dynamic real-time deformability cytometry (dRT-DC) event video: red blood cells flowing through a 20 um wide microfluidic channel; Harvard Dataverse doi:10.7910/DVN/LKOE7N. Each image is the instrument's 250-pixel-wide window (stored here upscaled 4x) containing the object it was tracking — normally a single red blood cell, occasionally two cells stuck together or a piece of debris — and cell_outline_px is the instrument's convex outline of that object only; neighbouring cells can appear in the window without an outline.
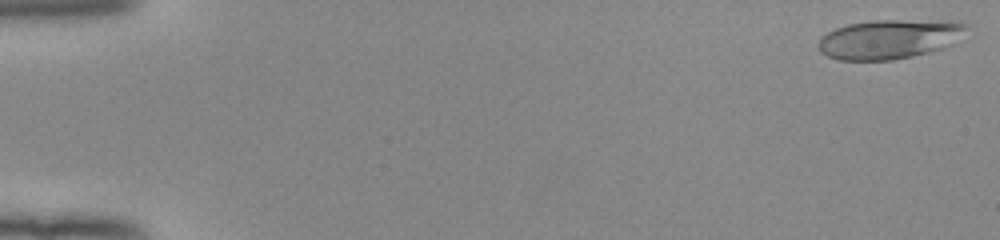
{"species": "human", "species_latin": "Homo sapiens", "temperature_condition": "room temperature", "stored_images_in_passage": 52, "camera_frame_rate_fps": 3000, "um_per_image_px": 0.085, "donor": {"sex": "female"}, "frame": {"image": 1, "passage_image": 1, "time_ms": 0.0, "image_size_px": [1000, 240], "cell_outline_px": [[968, 24], [952, 44], [928, 52], [912, 56], [892, 60], [840, 60], [828, 56], [820, 52], [816, 44], [820, 36], [836, 28], [848, 24], [876, 20], [960, 20]], "centroid_in_image_um": [75.55, 3.31], "position_along_channel_um": 9.5, "area_um2": 33.99}}
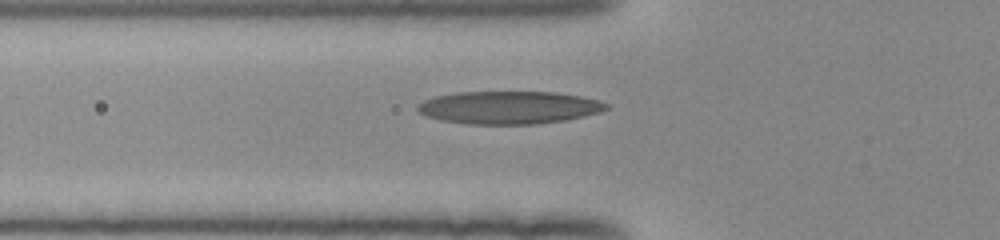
{"frame": {"image": 2, "passage_image": 19, "time_ms": 6.0, "image_size_px": [1000, 240], "cell_outline_px": [[608, 108], [600, 112], [584, 116], [564, 120], [536, 124], [468, 124], [440, 120], [428, 116], [420, 112], [416, 108], [416, 104], [424, 100], [436, 96], [456, 92], [556, 92], [580, 96], [600, 100], [608, 104]], "centroid_in_image_um": [43.26, 9.13], "position_along_channel_um": 82.5, "area_um2": 36.07}}
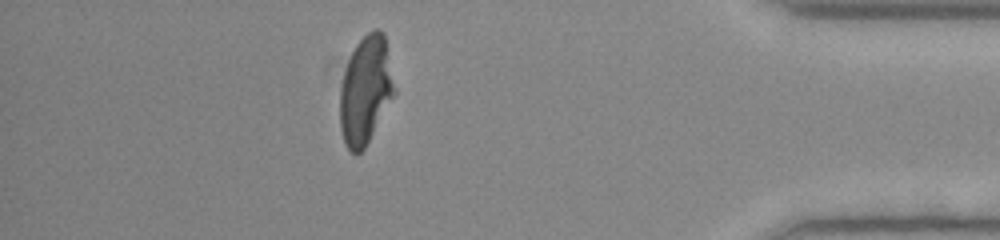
{"frame": {"image": 3, "passage_image": 46, "time_ms": 15.0, "image_size_px": [1000, 240], "cell_outline_px": [[396, 92], [364, 148], [356, 156], [344, 144], [340, 128], [340, 88], [344, 72], [348, 60], [356, 44], [368, 32], [376, 28], [384, 32]], "centroid_in_image_um": [31.06, 7.67], "position_along_channel_um": 404.1, "area_um2": 34.1}, "authors_computed_cell_mechanics": {"area_um2": 34.102, "velocity_mm_per_s": 3.9867, "shape_relaxation_time_tau1_ms": 5.5151, "shape_relaxation_time_tau2_ms": 0.907, "deformation_change_tau1": 0.2586, "deformation_change_tau2": 0.0873}}